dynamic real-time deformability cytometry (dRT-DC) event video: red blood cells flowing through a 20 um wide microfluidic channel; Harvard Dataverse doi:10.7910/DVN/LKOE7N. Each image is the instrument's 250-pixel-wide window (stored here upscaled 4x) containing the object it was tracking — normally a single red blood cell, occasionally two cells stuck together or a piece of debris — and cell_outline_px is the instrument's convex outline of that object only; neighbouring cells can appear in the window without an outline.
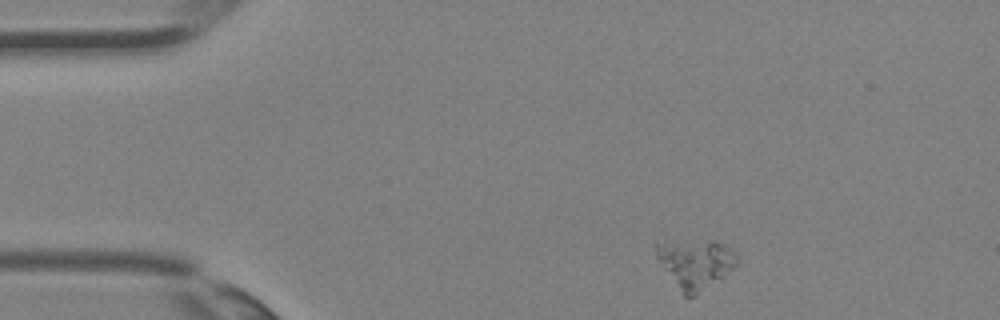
{"species": "Egyptian fruit bat (a non-hibernating species)", "species_latin": "Rousettus aegyptiacus", "temperature_condition": "room temperature", "stored_images_in_passage": 32, "camera_frame_rate_fps": 3000, "um_per_image_px": 0.085, "animal": {"sex": "female"}, "frame": {"image": 1, "passage_image": 1, "time_ms": 0.0, "image_size_px": [1000, 320], "cell_outline_px": [[736, 264], [732, 268], [696, 296], [684, 296], [664, 268], [656, 256], [656, 244], [664, 240], [716, 240], [732, 248], [736, 252]], "centroid_in_image_um": [59.09, 22.35], "position_along_channel_um": 25.9, "area_um2": 23.0}}
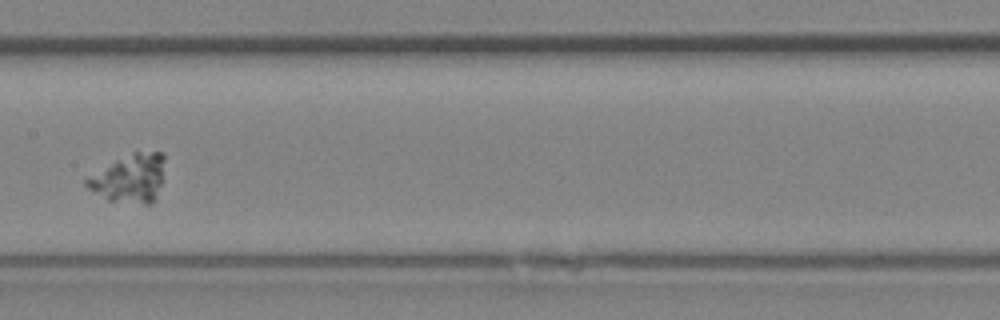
{"frame": {"image": 2, "passage_image": 14, "time_ms": 4.333, "image_size_px": [1000, 320], "cell_outline_px": [[164, 160], [160, 184], [156, 200], [152, 204], [144, 204], [108, 200], [88, 188], [84, 184], [84, 180], [116, 160], [132, 152], [164, 152]], "centroid_in_image_um": [11.04, 15.17], "position_along_channel_um": 196.4, "area_um2": 21.62}}
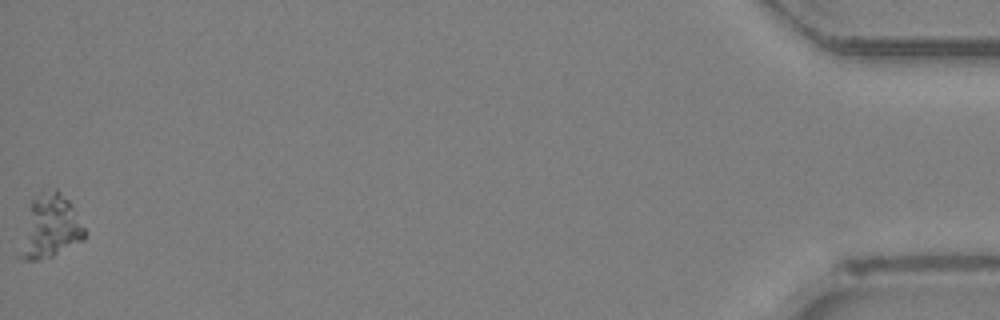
{"frame": {"image": 3, "passage_image": 32, "time_ms": 10.333, "image_size_px": [1000, 320], "cell_outline_px": [[88, 232], [84, 240], [52, 256], [36, 260], [20, 260], [16, 256], [32, 200], [44, 188], [56, 188], [72, 204]], "centroid_in_image_um": [4.27, 19.27], "position_along_channel_um": 430.9, "area_um2": 24.16}}